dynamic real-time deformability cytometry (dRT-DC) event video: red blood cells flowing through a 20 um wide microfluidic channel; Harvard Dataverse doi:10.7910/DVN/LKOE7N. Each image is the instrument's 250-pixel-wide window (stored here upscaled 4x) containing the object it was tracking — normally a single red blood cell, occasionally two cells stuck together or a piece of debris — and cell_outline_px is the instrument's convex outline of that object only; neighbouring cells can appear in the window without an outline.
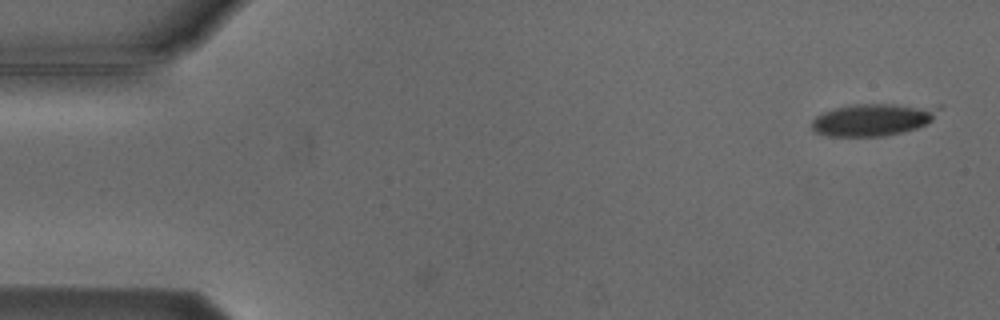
{"species": "Egyptian fruit bat (a non-hibernating species)", "species_latin": "Rousettus aegyptiacus", "temperature_condition": "cold", "stored_images_in_passage": 5, "camera_frame_rate_fps": 3000, "um_per_image_px": 0.085, "animal": {"sex": "male"}, "frame": {"image": 1, "passage_image": 1, "time_ms": 0.0, "image_size_px": [1000, 320], "cell_outline_px": [[944, 104], [932, 120], [916, 128], [904, 132], [884, 136], [828, 136], [812, 132], [812, 120], [816, 116], [824, 112], [836, 108], [852, 104]], "centroid_in_image_um": [74.26, 10.15], "position_along_channel_um": 10.7, "area_um2": 24.28}}
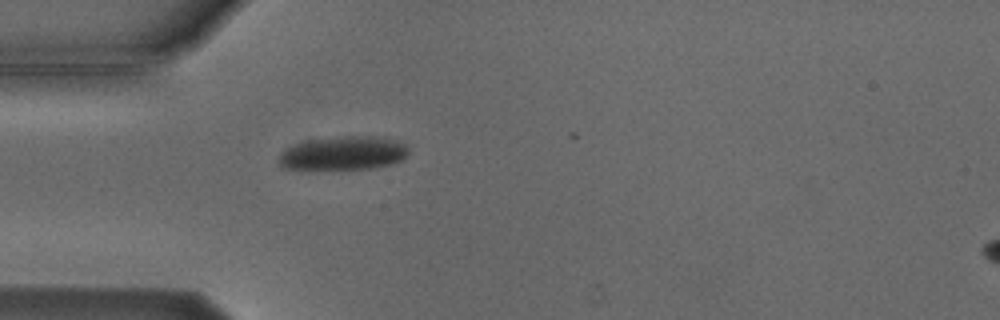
{"frame": {"image": 2, "passage_image": 4, "time_ms": 4.333, "image_size_px": [1000, 320], "cell_outline_px": [[408, 152], [400, 160], [392, 164], [372, 168], [316, 172], [308, 172], [280, 168], [280, 152], [296, 144], [308, 140], [344, 136], [372, 136], [392, 140], [404, 144], [408, 148]], "centroid_in_image_um": [29.08, 13.09], "position_along_channel_um": 55.9, "area_um2": 26.18}}